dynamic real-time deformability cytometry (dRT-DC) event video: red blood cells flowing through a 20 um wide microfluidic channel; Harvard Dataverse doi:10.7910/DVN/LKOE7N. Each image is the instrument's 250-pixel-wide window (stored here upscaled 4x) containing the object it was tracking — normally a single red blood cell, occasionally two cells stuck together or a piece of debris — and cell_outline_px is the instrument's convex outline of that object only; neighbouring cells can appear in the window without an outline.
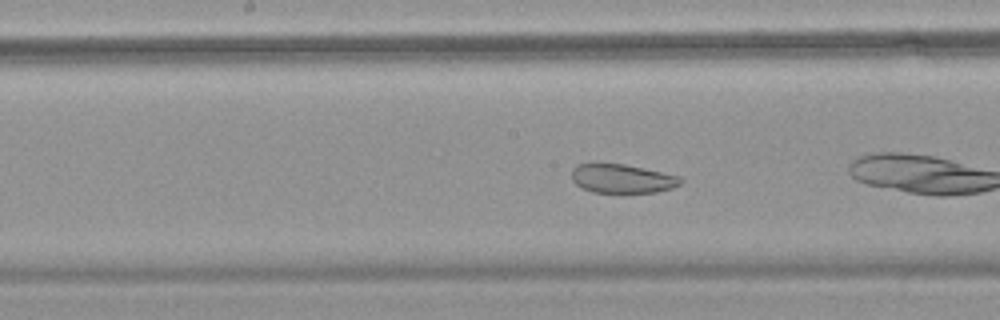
{"species": "common noctule bat (a hibernating species)", "species_latin": "Nyctalus noctula", "temperature_condition": "warm", "stored_images_in_passage": 40, "camera_frame_rate_fps": 3000, "um_per_image_px": 0.085, "animal": {"sex": "female", "body_mass_g": 18.4}, "frame": {"image": 1, "passage_image": 12, "time_ms": 3.667, "image_size_px": [1000, 320], "cell_outline_px": [[684, 180], [680, 184], [672, 188], [656, 192], [592, 192], [580, 188], [572, 180], [572, 168], [576, 164], [592, 160], [624, 164], [680, 176]], "centroid_in_image_um": [52.8, 15.14], "position_along_channel_um": 195.4, "area_um2": 18.96}, "authors_computed_cell_mechanics": {"area_um2": 21.8195, "velocity_mm_per_s": 3.5127, "shape_relaxation_time_tau1_ms": null, "shape_relaxation_time_tau2_ms": 2.1482, "deformation_change_tau1": null, "deformation_change_tau2": 0.0871}}